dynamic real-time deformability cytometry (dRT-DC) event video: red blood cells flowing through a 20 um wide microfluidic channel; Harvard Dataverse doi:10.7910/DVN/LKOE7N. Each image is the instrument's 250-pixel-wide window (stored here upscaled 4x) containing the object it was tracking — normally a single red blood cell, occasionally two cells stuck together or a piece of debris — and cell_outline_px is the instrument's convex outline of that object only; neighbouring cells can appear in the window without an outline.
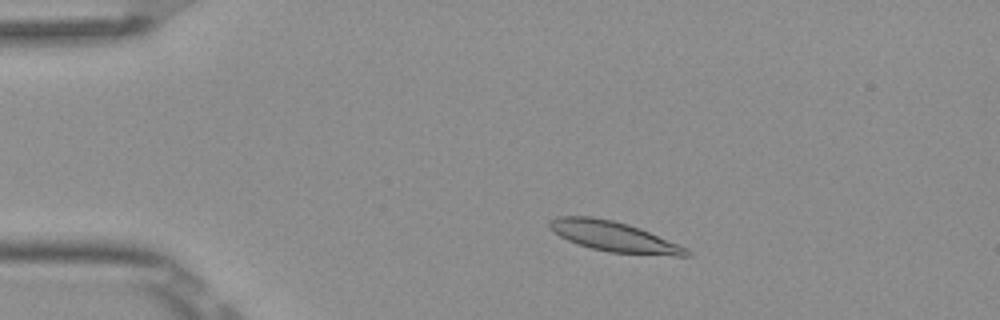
{"species": "Egyptian fruit bat (a non-hibernating species)", "species_latin": "Rousettus aegyptiacus", "temperature_condition": "room temperature", "stored_images_in_passage": 50, "camera_frame_rate_fps": 3000, "um_per_image_px": 0.085, "frame": {"image": 1, "passage_image": 8, "time_ms": 2.333, "image_size_px": [1000, 320], "cell_outline_px": [[692, 256], [676, 256], [608, 252], [592, 248], [568, 240], [560, 236], [548, 228], [548, 220], [556, 216], [592, 216], [612, 220], [628, 224], [640, 228], [688, 248], [692, 252]], "centroid_in_image_um": [52.18, 20.1], "position_along_channel_um": 32.8, "area_um2": 24.16}}
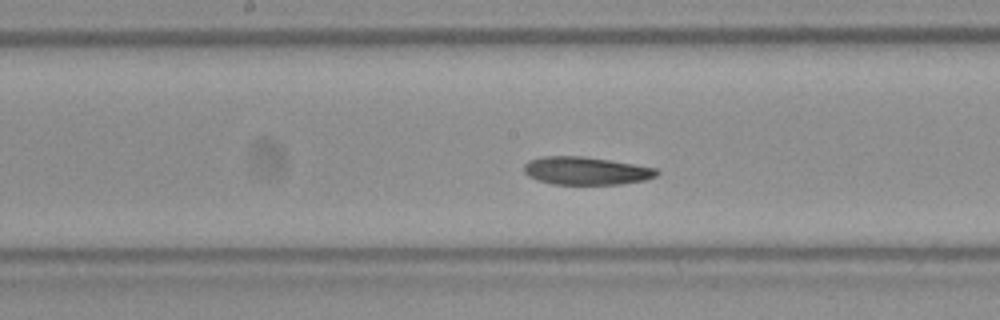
{"frame": {"image": 2, "passage_image": 25, "time_ms": 8.0, "image_size_px": [1000, 320], "cell_outline_px": [[660, 172], [656, 176], [644, 180], [620, 184], [552, 184], [528, 176], [524, 172], [524, 164], [528, 160], [544, 156], [584, 156], [656, 168]], "centroid_in_image_um": [49.79, 14.51], "position_along_channel_um": 198.4, "area_um2": 21.44}}
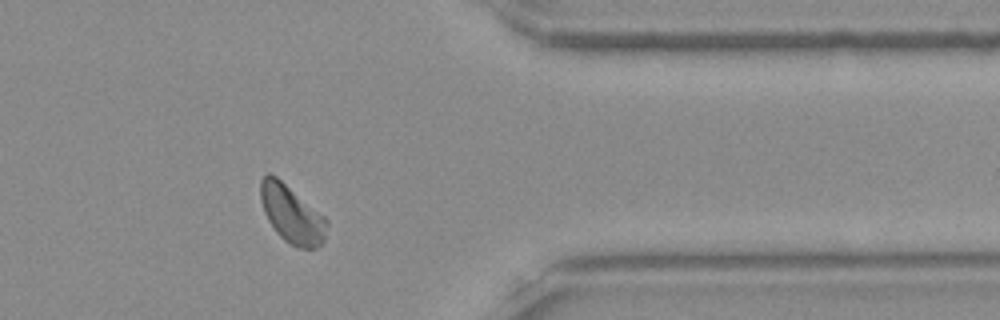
{"frame": {"image": 3, "passage_image": 41, "time_ms": 13.333, "image_size_px": [1000, 320], "cell_outline_px": [[328, 224], [324, 240], [316, 248], [300, 248], [284, 240], [276, 232], [268, 220], [264, 212], [260, 200], [260, 180], [268, 172], [276, 176], [324, 216], [328, 220]], "centroid_in_image_um": [24.78, 18.2], "position_along_channel_um": 386.6, "area_um2": 22.08}, "authors_computed_cell_mechanics": {"area_um2": 22.1663, "velocity_mm_per_s": 3.8154, "shape_relaxation_time_tau1_ms": 4.6919, "shape_relaxation_time_tau2_ms": 2.5108, "deformation_change_tau1": 0.149, "deformation_change_tau2": 0.0803}}